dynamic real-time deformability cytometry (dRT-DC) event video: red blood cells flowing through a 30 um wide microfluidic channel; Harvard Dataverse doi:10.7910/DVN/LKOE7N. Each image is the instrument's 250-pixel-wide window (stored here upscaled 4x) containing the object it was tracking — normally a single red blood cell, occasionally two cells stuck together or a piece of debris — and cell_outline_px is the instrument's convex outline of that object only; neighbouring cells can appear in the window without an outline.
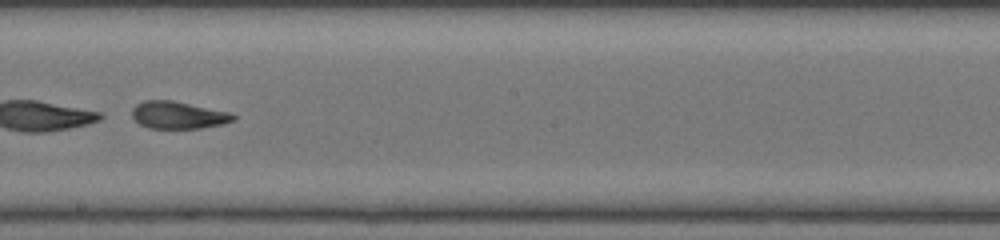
{"species": "common noctule bat (a hibernating species)", "species_latin": "Nyctalus noctula", "temperature_condition": "room temperature", "stored_images_in_passage": 48, "camera_frame_rate_fps": 3000, "um_per_image_px": 0.085, "animal": {"sex": "female", "body_mass_g": 20.0, "forearm_length_mm": 54.0}, "frame": {"image": 1, "passage_image": 29, "time_ms": 9.333, "image_size_px": [1000, 240], "cell_outline_px": [[236, 120], [224, 124], [200, 128], [148, 128], [140, 124], [132, 116], [132, 108], [136, 104], [144, 100], [172, 100], [232, 112], [236, 116]], "centroid_in_image_um": [15.19, 9.77], "position_along_channel_um": 233.0, "area_um2": 16.3}}
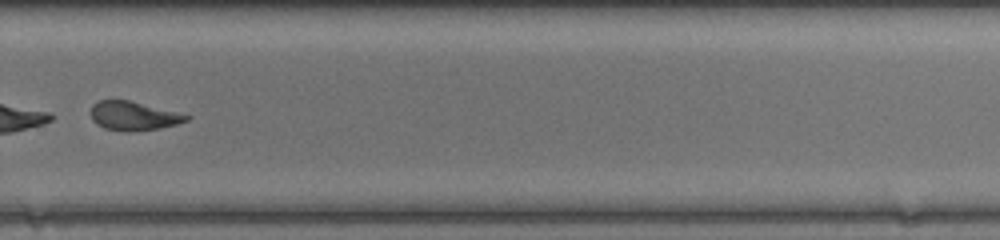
{"frame": {"image": 2, "passage_image": 35, "time_ms": 11.333, "image_size_px": [1000, 240], "cell_outline_px": [[192, 116], [188, 120], [176, 124], [160, 128], [136, 132], [124, 132], [104, 128], [96, 124], [92, 120], [88, 112], [92, 104], [100, 100], [128, 100]], "centroid_in_image_um": [11.28, 9.87], "position_along_channel_um": 318.5, "area_um2": 16.3}}